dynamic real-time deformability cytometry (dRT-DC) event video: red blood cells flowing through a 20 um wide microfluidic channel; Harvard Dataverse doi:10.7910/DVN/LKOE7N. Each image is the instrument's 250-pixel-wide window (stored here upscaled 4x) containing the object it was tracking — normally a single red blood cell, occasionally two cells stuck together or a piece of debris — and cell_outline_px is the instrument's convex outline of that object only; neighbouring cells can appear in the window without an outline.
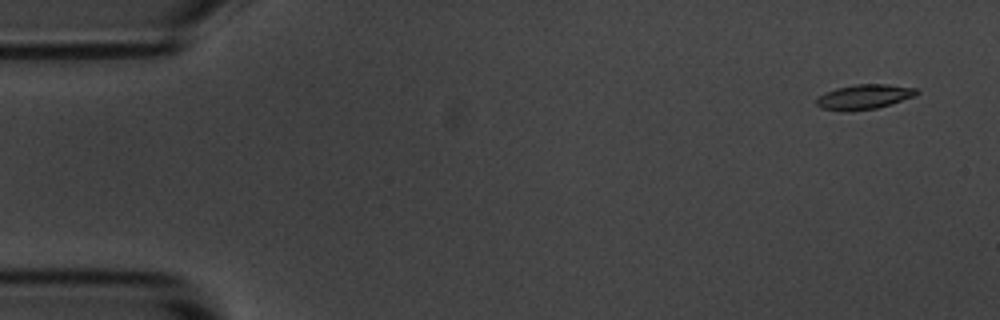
{"species": "common noctule bat (a hibernating species)", "species_latin": "Nyctalus noctula", "temperature_condition": "room temperature", "stored_images_in_passage": 4, "camera_frame_rate_fps": 3000, "um_per_image_px": 0.085, "animal": {"sex": "male", "body_mass_g": 20.1, "forearm_length_mm": 53.5}, "frame": {"image": 1, "passage_image": 1, "time_ms": 0.0, "image_size_px": [1000, 320], "cell_outline_px": [[920, 92], [916, 96], [876, 108], [848, 112], [820, 108], [816, 104], [816, 100], [824, 92], [836, 88], [856, 84], [888, 84], [916, 88]], "centroid_in_image_um": [73.45, 8.23], "position_along_channel_um": 11.6, "area_um2": 14.57}}
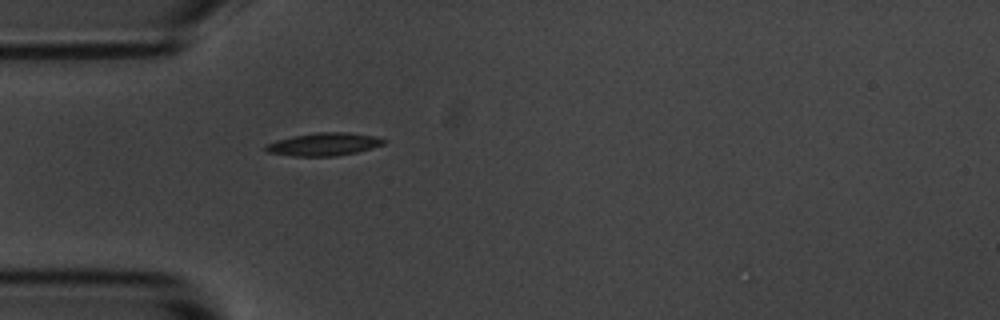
{"frame": {"image": 2, "passage_image": 4, "time_ms": 4.333, "image_size_px": [1000, 320], "cell_outline_px": [[388, 140], [384, 144], [356, 152], [336, 156], [292, 156], [268, 152], [264, 148], [268, 144], [276, 140], [292, 136], [316, 132], [348, 132], [372, 136]], "centroid_in_image_um": [27.52, 12.26], "position_along_channel_um": 57.5, "area_um2": 15.61}}